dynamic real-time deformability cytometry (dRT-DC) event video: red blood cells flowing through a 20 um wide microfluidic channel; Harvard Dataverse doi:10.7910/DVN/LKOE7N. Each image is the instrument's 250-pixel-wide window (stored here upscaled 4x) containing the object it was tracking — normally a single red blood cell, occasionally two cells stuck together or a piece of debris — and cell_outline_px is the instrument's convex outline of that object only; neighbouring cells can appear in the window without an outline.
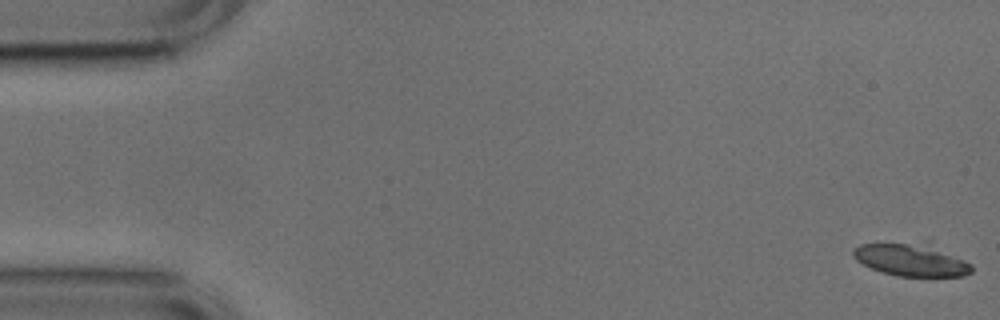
{"species": "common noctule bat (a hibernating species)", "species_latin": "Nyctalus noctula", "temperature_condition": "cold", "stored_images_in_passage": 54, "camera_frame_rate_fps": 3000, "um_per_image_px": 0.085, "animal": {"sex": "male", "body_mass_g": 17.9, "forearm_length_mm": 54.2}, "frame": {"image": 1, "passage_image": 1, "time_ms": 0.0, "image_size_px": [1000, 320], "cell_outline_px": [[972, 272], [964, 276], [896, 276], [880, 272], [856, 260], [852, 256], [852, 252], [860, 244], [932, 240], [972, 264]], "centroid_in_image_um": [77.53, 22.02], "position_along_channel_um": 7.5, "area_um2": 23.64}}
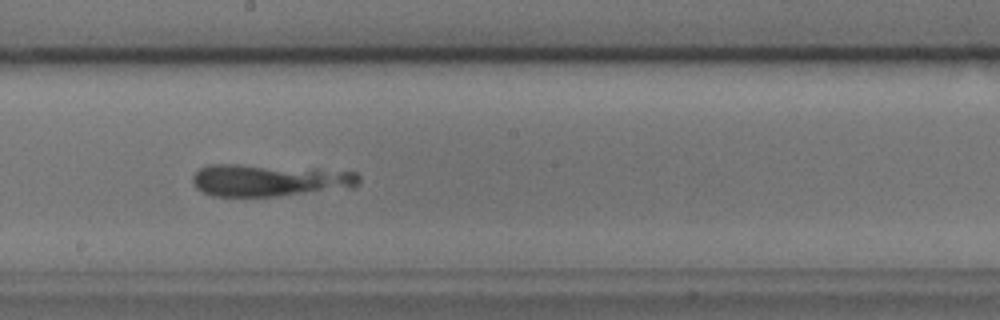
{"frame": {"image": 2, "passage_image": 29, "time_ms": 9.333, "image_size_px": [1000, 320], "cell_outline_px": [[360, 184], [276, 196], [212, 196], [196, 188], [192, 180], [192, 176], [200, 168], [208, 164], [236, 164], [320, 168], [356, 172], [360, 176]], "centroid_in_image_um": [22.8, 15.29], "position_along_channel_um": 225.4, "area_um2": 30.75}}
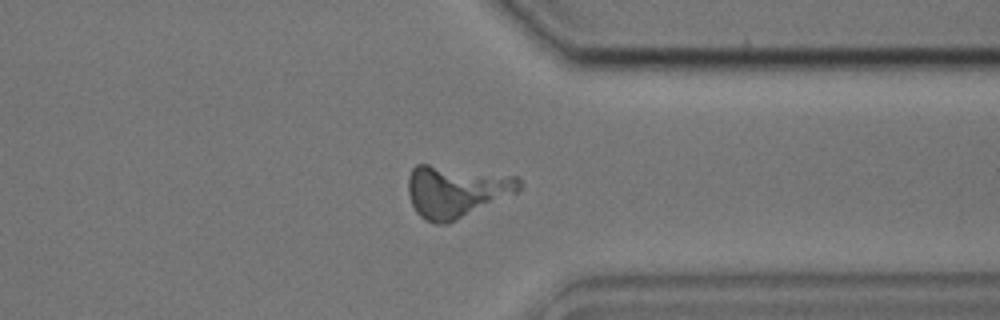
{"frame": {"image": 3, "passage_image": 41, "time_ms": 13.333, "image_size_px": [1000, 320], "cell_outline_px": [[520, 192], [448, 224], [432, 224], [424, 220], [416, 212], [408, 196], [408, 176], [412, 168], [416, 164], [428, 164], [520, 176]], "centroid_in_image_um": [38.78, 16.27], "position_along_channel_um": 372.6, "area_um2": 34.22}}